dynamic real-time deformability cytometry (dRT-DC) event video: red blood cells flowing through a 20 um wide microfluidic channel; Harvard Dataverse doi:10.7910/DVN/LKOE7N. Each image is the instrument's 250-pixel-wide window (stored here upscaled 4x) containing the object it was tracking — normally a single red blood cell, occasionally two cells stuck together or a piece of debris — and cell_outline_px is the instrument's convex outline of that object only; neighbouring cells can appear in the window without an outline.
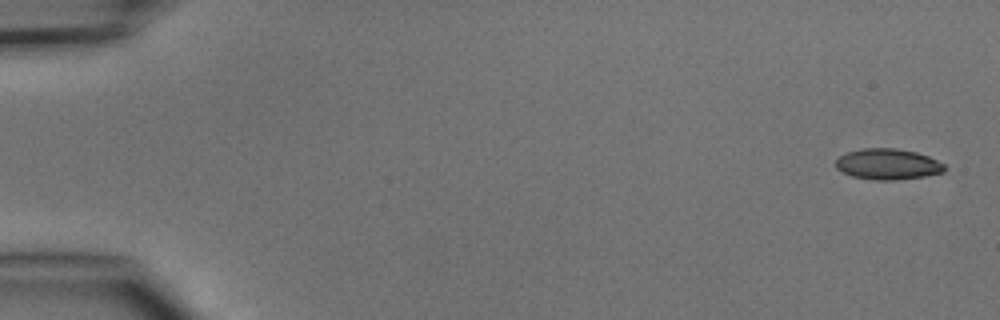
{"species": "common noctule bat (a hibernating species)", "species_latin": "Nyctalus noctula", "temperature_condition": "cold", "stored_images_in_passage": 4, "camera_frame_rate_fps": 3000, "um_per_image_px": 0.085, "animal": {"sex": "male", "body_mass_g": 15.6}, "frame": {"image": 1, "passage_image": 1, "time_ms": 0.0, "image_size_px": [1000, 320], "cell_outline_px": [[944, 172], [924, 176], [896, 180], [876, 180], [852, 176], [836, 168], [836, 160], [840, 156], [848, 152], [864, 148], [896, 148], [916, 152], [928, 156], [944, 164]], "centroid_in_image_um": [75.46, 13.95], "position_along_channel_um": 9.5, "area_um2": 19.36}}
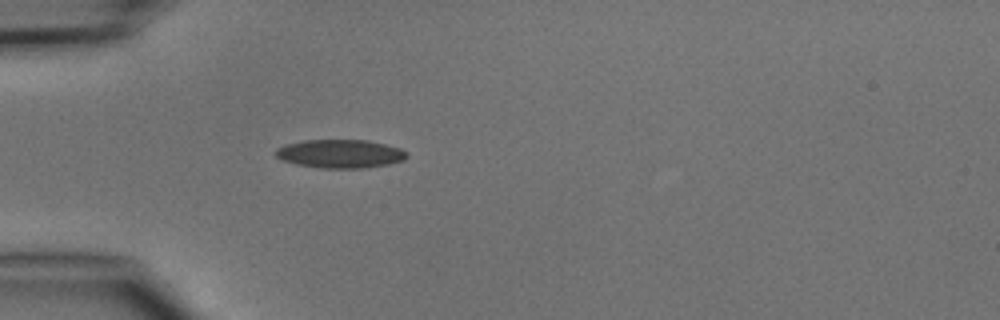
{"frame": {"image": 2, "passage_image": 4, "time_ms": 4.333, "image_size_px": [1000, 320], "cell_outline_px": [[408, 156], [404, 160], [388, 164], [364, 168], [320, 168], [296, 164], [284, 160], [276, 156], [276, 148], [288, 144], [304, 140], [368, 140], [400, 148], [408, 152]], "centroid_in_image_um": [28.95, 13.07], "position_along_channel_um": 56.0, "area_um2": 21.68}}